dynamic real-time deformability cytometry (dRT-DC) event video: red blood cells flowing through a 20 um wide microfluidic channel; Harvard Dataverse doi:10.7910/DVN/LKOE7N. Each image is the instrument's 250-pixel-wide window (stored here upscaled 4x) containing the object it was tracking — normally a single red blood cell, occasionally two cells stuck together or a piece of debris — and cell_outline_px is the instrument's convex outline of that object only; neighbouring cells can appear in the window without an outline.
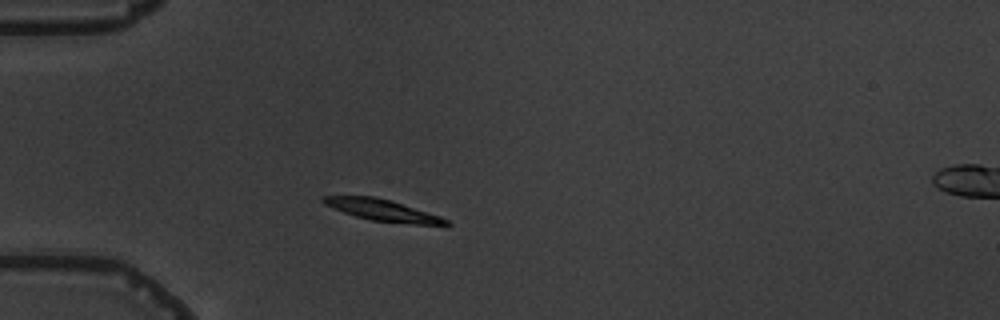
{"species": "common noctule bat (a hibernating species)", "species_latin": "Nyctalus noctula", "temperature_condition": "warm", "stored_images_in_passage": 2, "camera_frame_rate_fps": 3000, "um_per_image_px": 0.085, "animal": {"sex": "male", "body_mass_g": 19.5, "forearm_length_mm": 54.6}, "frame": {"image": 1, "passage_image": 2, "time_ms": 1.0, "image_size_px": [1000, 320], "cell_outline_px": [[452, 224], [412, 224], [368, 220], [344, 212], [324, 204], [320, 200], [320, 196], [376, 196], [392, 200], [440, 216], [448, 220]], "centroid_in_image_um": [32.48, 17.85], "position_along_channel_um": 52.5, "area_um2": 15.32}}